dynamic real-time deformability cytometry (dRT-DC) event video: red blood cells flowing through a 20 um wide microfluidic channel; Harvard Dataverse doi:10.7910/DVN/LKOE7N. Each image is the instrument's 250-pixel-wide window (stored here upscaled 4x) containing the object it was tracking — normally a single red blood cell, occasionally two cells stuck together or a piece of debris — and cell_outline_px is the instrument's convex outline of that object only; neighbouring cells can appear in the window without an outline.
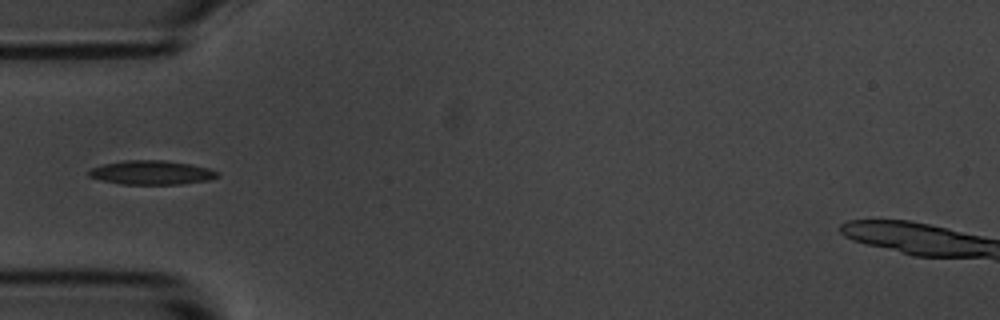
{"species": "common noctule bat (a hibernating species)", "species_latin": "Nyctalus noctula", "temperature_condition": "room temperature", "stored_images_in_passage": 14, "camera_frame_rate_fps": 3000, "um_per_image_px": 0.085, "animal": {"sex": "male", "body_mass_g": 20.1, "forearm_length_mm": 53.5}, "frame": {"image": 1, "passage_image": 1, "time_ms": 0.0, "image_size_px": [1000, 320], "cell_outline_px": [[220, 176], [208, 180], [184, 184], [120, 184], [100, 180], [88, 176], [88, 172], [92, 168], [104, 164], [124, 160], [164, 160], [188, 164], [208, 168], [220, 172]], "centroid_in_image_um": [12.89, 14.67], "position_along_channel_um": 72.1, "area_um2": 18.03}}
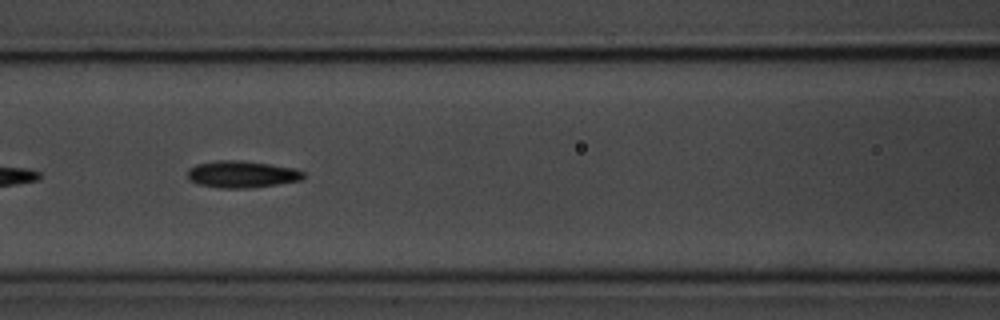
{"frame": {"image": 2, "passage_image": 7, "time_ms": 2.0, "image_size_px": [1000, 320], "cell_outline_px": [[304, 176], [300, 180], [276, 184], [248, 188], [220, 188], [196, 184], [188, 180], [188, 168], [196, 164], [216, 160], [240, 160], [296, 168], [304, 172]], "centroid_in_image_um": [20.5, 14.81], "position_along_channel_um": 146.1, "area_um2": 18.21}}
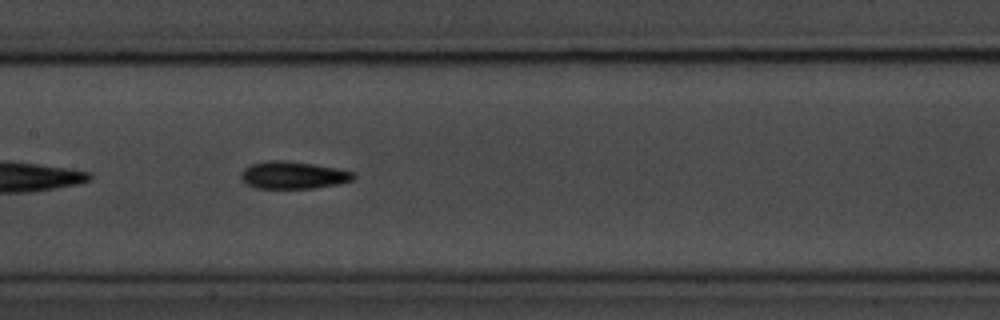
{"frame": {"image": 3, "passage_image": 10, "time_ms": 3.0, "image_size_px": [1000, 320], "cell_outline_px": [[356, 176], [352, 180], [340, 184], [316, 188], [256, 188], [244, 184], [240, 176], [240, 172], [244, 168], [252, 164], [268, 160], [284, 160], [316, 164], [356, 172]], "centroid_in_image_um": [24.92, 14.89], "position_along_channel_um": 182.5, "area_um2": 18.26}}